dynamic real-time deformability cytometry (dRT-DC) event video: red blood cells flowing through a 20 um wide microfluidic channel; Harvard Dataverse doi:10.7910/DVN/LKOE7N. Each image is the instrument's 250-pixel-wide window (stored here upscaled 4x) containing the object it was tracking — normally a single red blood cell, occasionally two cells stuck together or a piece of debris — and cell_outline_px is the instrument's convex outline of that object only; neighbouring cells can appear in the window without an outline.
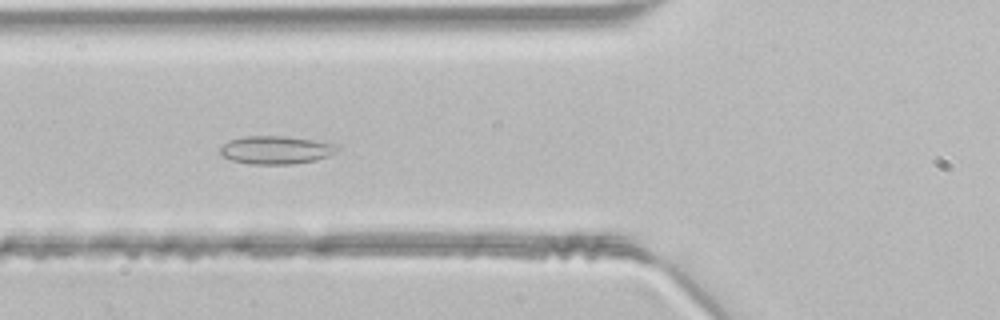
{"species": "common noctule bat (a hibernating species)", "species_latin": "Nyctalus noctula", "temperature_condition": "room temperature", "stored_images_in_passage": 47, "camera_frame_rate_fps": 3000, "um_per_image_px": 0.085, "animal": {"sex": "male", "body_mass_g": 21.5, "forearm_length_mm": 52.0}, "frame": {"image": 1, "passage_image": 17, "time_ms": 5.333, "image_size_px": [1000, 320], "cell_outline_px": [[340, 148], [336, 152], [328, 156], [316, 160], [292, 164], [248, 164], [232, 160], [220, 156], [220, 148], [228, 140], [244, 136], [288, 136], [316, 140], [336, 144]], "centroid_in_image_um": [23.46, 12.74], "position_along_channel_um": 102.3, "area_um2": 19.42}}
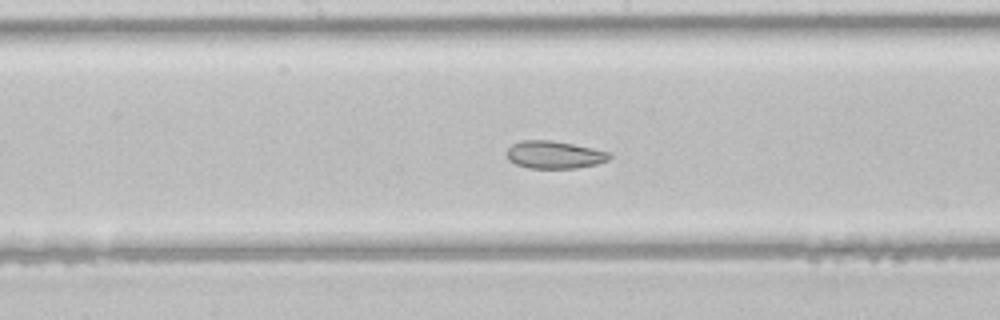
{"frame": {"image": 2, "passage_image": 24, "time_ms": 7.667, "image_size_px": [1000, 320], "cell_outline_px": [[612, 156], [608, 160], [596, 164], [576, 168], [528, 168], [516, 164], [508, 160], [508, 148], [512, 144], [520, 140], [552, 140], [612, 152]], "centroid_in_image_um": [47.13, 13.15], "position_along_channel_um": 201.1, "area_um2": 16.53}}
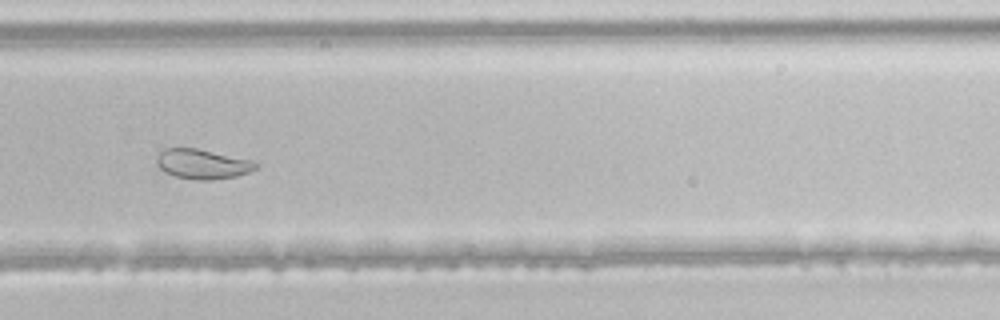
{"frame": {"image": 3, "passage_image": 32, "time_ms": 10.333, "image_size_px": [1000, 320], "cell_outline_px": [[260, 164], [256, 168], [248, 172], [236, 176], [212, 180], [196, 180], [176, 176], [164, 172], [156, 164], [156, 156], [164, 148], [196, 148], [252, 160]], "centroid_in_image_um": [17.19, 13.94], "position_along_channel_um": 312.6, "area_um2": 17.22}}